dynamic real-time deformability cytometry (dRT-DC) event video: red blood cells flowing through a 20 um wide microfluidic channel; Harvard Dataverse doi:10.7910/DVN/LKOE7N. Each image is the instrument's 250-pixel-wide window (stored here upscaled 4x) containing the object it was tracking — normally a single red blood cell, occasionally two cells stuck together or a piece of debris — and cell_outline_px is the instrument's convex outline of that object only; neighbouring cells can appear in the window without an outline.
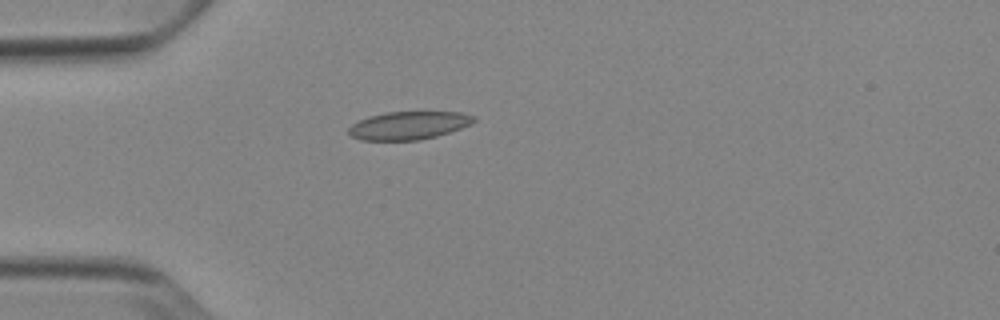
{"species": "Egyptian fruit bat (a non-hibernating species)", "species_latin": "Rousettus aegyptiacus", "temperature_condition": "cold", "stored_images_in_passage": 38, "camera_frame_rate_fps": 3000, "um_per_image_px": 0.085, "animal": {"sex": "female"}, "frame": {"image": 1, "passage_image": 1, "time_ms": 0.0, "image_size_px": [1000, 320], "cell_outline_px": [[476, 120], [472, 124], [436, 136], [420, 140], [360, 140], [352, 136], [348, 132], [348, 128], [352, 124], [368, 116], [384, 112], [460, 112], [476, 116]], "centroid_in_image_um": [34.74, 10.66], "position_along_channel_um": 50.3, "area_um2": 20.46}}
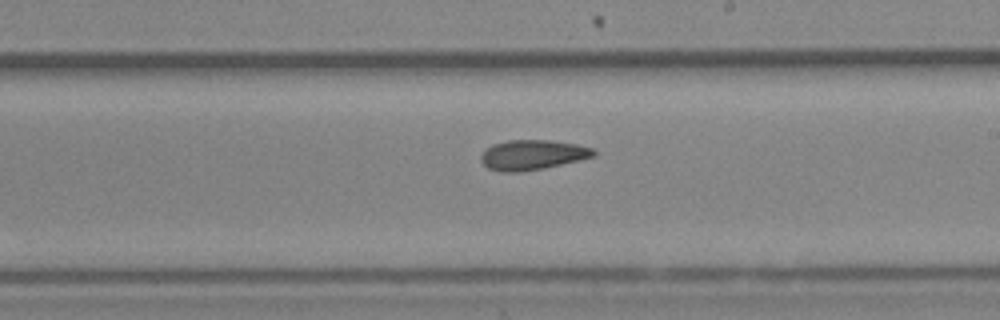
{"frame": {"image": 2, "passage_image": 17, "time_ms": 5.333, "image_size_px": [1000, 320], "cell_outline_px": [[596, 156], [580, 160], [544, 168], [520, 172], [500, 172], [488, 168], [480, 160], [480, 156], [484, 148], [492, 144], [508, 140], [552, 140], [576, 144], [592, 148], [596, 152]], "centroid_in_image_um": [45.23, 13.16], "position_along_channel_um": 243.8, "area_um2": 19.88}}
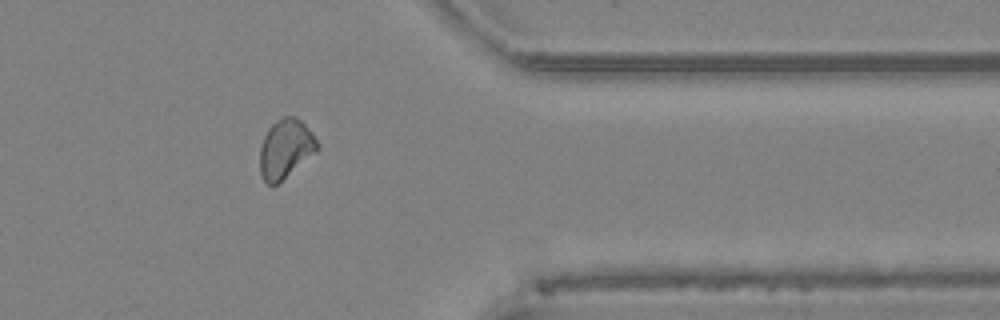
{"frame": {"image": 3, "passage_image": 29, "time_ms": 9.333, "image_size_px": [1000, 320], "cell_outline_px": [[320, 148], [316, 152], [276, 184], [268, 184], [260, 176], [260, 148], [264, 136], [268, 128], [276, 120], [284, 116], [292, 116], [300, 120], [312, 132], [320, 144]], "centroid_in_image_um": [24.27, 12.62], "position_along_channel_um": 387.1, "area_um2": 19.59}, "authors_computed_cell_mechanics": {"area_um2": 19.5942, "velocity_mm_per_s": 3.8788, "shape_relaxation_time_tau1_ms": null, "shape_relaxation_time_tau2_ms": 6.5813, "deformation_change_tau1": null, "deformation_change_tau2": 0.0905}}